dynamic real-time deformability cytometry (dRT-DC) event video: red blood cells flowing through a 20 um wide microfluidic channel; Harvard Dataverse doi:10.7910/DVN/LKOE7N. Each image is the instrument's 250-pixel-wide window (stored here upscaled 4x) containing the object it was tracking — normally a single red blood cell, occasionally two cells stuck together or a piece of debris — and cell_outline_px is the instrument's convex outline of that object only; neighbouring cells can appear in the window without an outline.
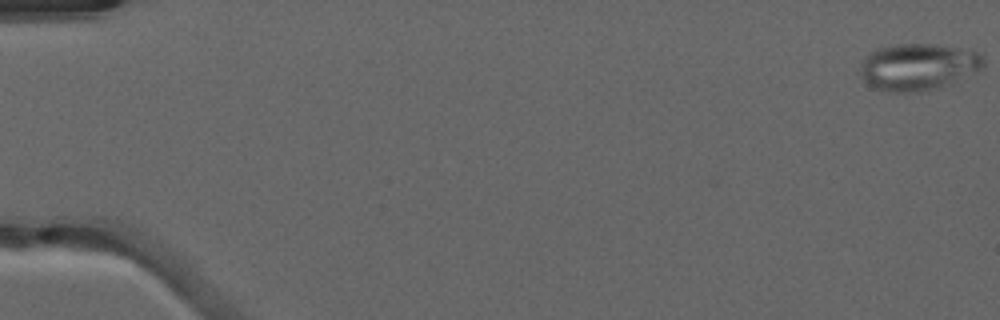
{"species": "common noctule bat (a hibernating species)", "species_latin": "Nyctalus noctula", "temperature_condition": "warm", "stored_images_in_passage": 11, "camera_frame_rate_fps": 3000, "um_per_image_px": 0.085, "animal": {"sex": "male", "forearm_length_mm": 52.5}, "frame": {"image": 1, "passage_image": 1, "time_ms": 0.0, "image_size_px": [1000, 320], "cell_outline_px": [[984, 68], [976, 72], [940, 88], [928, 92], [892, 92], [876, 88], [868, 84], [864, 80], [860, 68], [860, 64], [876, 48], [896, 44], [932, 44], [956, 48], [976, 52], [984, 60]], "centroid_in_image_um": [78.05, 5.7], "position_along_channel_um": 7.0, "area_um2": 33.47}}